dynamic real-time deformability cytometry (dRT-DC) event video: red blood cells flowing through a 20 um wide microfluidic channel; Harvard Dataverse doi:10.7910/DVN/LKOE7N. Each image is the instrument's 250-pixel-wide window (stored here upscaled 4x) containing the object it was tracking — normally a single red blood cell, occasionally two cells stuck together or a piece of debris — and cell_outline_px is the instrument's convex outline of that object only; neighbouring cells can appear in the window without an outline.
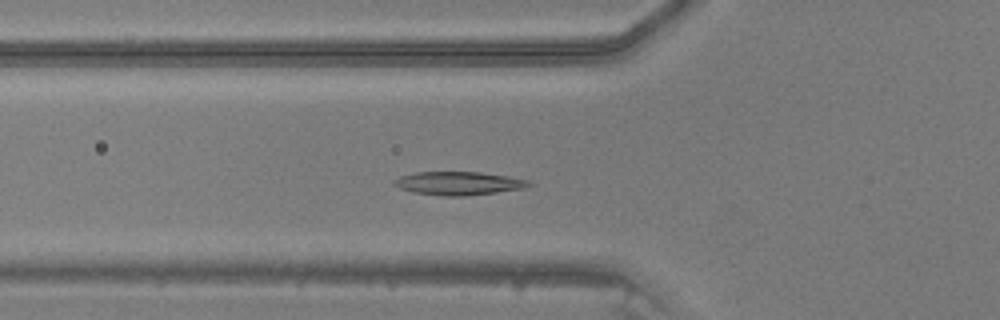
{"species": "common noctule bat (a hibernating species)", "species_latin": "Nyctalus noctula", "temperature_condition": "warm", "stored_images_in_passage": 41, "camera_frame_rate_fps": 3000, "um_per_image_px": 0.085, "animal": {"sex": "male", "body_mass_g": 20.5, "forearm_length_mm": 52.5}, "frame": {"image": 1, "passage_image": 11, "time_ms": 3.333, "image_size_px": [1000, 320], "cell_outline_px": [[532, 184], [524, 188], [496, 192], [464, 196], [444, 196], [412, 192], [400, 188], [392, 184], [392, 180], [400, 176], [416, 172], [480, 172], [528, 180]], "centroid_in_image_um": [38.91, 15.58], "position_along_channel_um": 86.9, "area_um2": 18.21}}
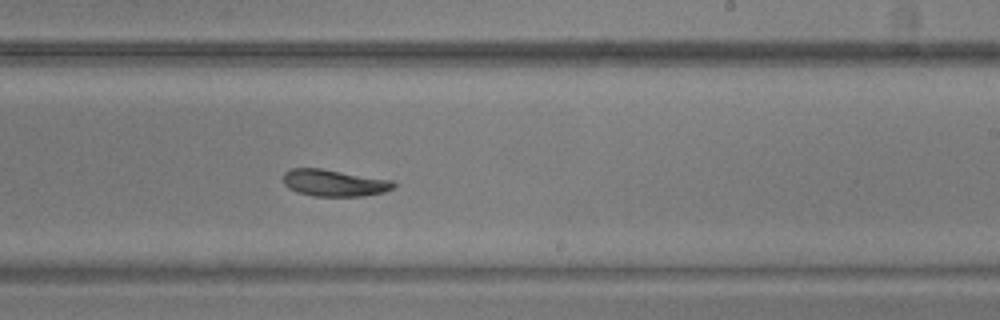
{"frame": {"image": 2, "passage_image": 23, "time_ms": 7.333, "image_size_px": [1000, 320], "cell_outline_px": [[396, 184], [392, 188], [384, 192], [360, 196], [312, 196], [296, 192], [288, 188], [284, 184], [284, 172], [292, 168], [320, 168], [392, 180]], "centroid_in_image_um": [28.37, 15.55], "position_along_channel_um": 260.6, "area_um2": 17.17}}
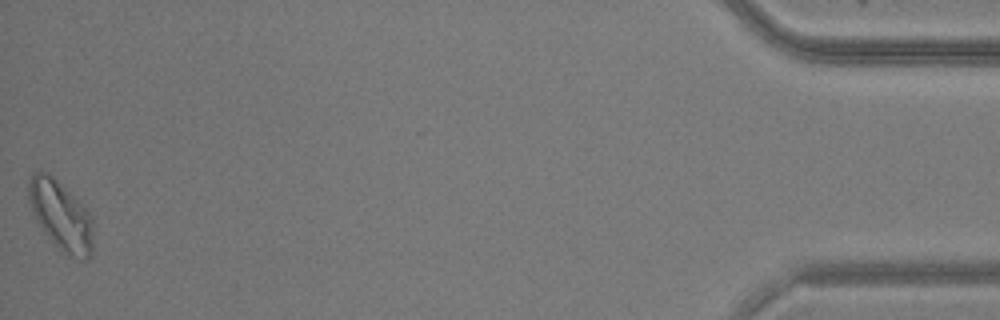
{"frame": {"image": 3, "passage_image": 41, "time_ms": 13.333, "image_size_px": [1000, 320], "cell_outline_px": [[92, 256], [84, 260], [80, 260], [68, 256], [44, 232], [28, 200], [28, 180], [36, 172], [44, 172], [52, 176], [92, 216]], "centroid_in_image_um": [5.19, 18.37], "position_along_channel_um": 430.0, "area_um2": 25.26}}